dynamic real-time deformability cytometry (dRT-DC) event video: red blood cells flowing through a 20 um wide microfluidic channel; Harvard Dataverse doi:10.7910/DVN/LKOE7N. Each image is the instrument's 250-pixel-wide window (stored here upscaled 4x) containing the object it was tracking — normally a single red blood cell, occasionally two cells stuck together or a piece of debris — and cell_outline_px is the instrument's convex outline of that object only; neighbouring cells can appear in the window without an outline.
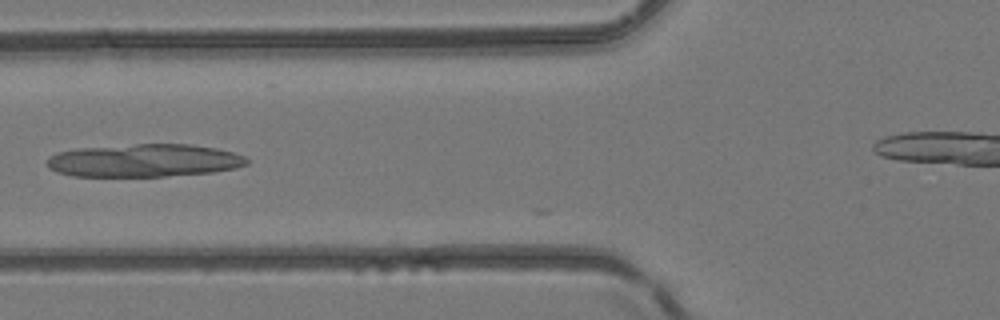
{"species": "common noctule bat (a hibernating species)", "species_latin": "Nyctalus noctula", "temperature_condition": "room temperature", "stored_images_in_passage": 5, "camera_frame_rate_fps": 3000, "um_per_image_px": 0.085, "animal": {"sex": "female", "body_mass_g": 24.6, "forearm_length_mm": 56.2}, "frame": {"image": 1, "passage_image": 4, "time_ms": 5.333, "image_size_px": [1000, 320], "cell_outline_px": [[248, 164], [236, 168], [212, 172], [164, 176], [72, 176], [56, 172], [48, 168], [48, 160], [52, 156], [60, 152], [76, 148], [136, 144], [192, 144], [216, 148], [232, 152], [244, 156], [248, 160]], "centroid_in_image_um": [12.27, 13.64], "position_along_channel_um": 113.5, "area_um2": 38.21}}
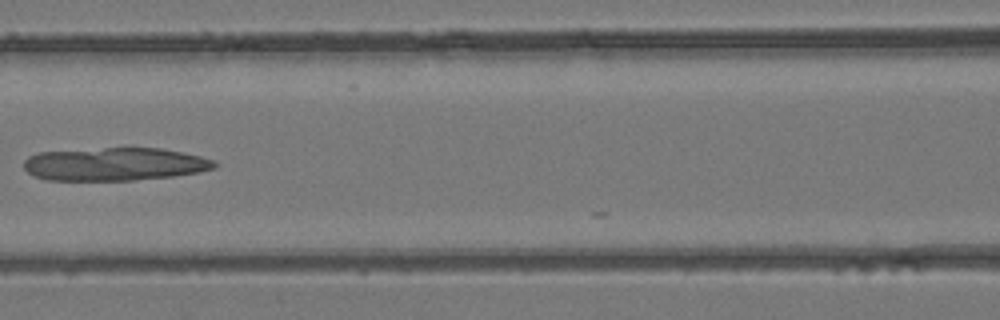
{"frame": {"image": 2, "passage_image": 5, "time_ms": 6.333, "image_size_px": [1000, 320], "cell_outline_px": [[220, 164], [216, 168], [196, 172], [172, 176], [132, 180], [48, 180], [36, 176], [28, 172], [24, 168], [24, 160], [28, 156], [40, 152], [104, 148], [160, 148], [200, 156], [212, 160]], "centroid_in_image_um": [9.74, 13.95], "position_along_channel_um": 156.9, "area_um2": 36.47}}